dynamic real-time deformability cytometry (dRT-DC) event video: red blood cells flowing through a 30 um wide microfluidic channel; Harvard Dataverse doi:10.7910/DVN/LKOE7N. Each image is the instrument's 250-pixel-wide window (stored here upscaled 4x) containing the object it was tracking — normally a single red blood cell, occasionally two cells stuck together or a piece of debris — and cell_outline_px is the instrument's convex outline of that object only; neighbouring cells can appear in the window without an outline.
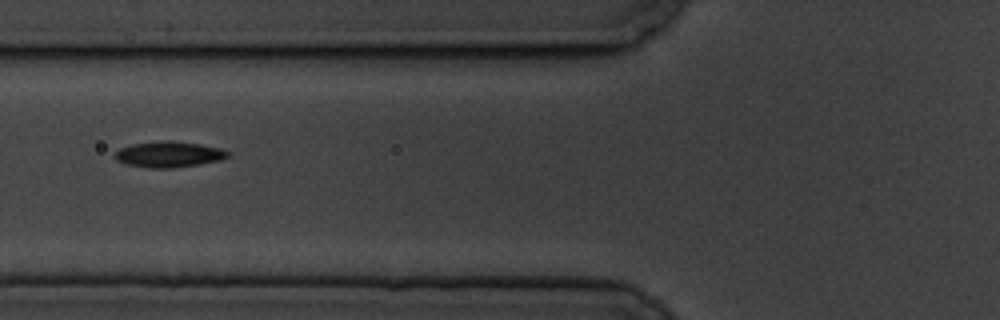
{"species": "common noctule bat (a hibernating species)", "species_latin": "Nyctalus noctula", "temperature_condition": "cold", "stored_images_in_passage": 11, "segment_of_instrument_passage": [2, 2], "camera_frame_rate_fps": 3000, "um_per_image_px": 0.085, "animal": {"sex": "male", "body_mass_g": 19.5, "forearm_length_mm": 54.6}, "frame": {"image": 1, "passage_image": 6, "time_ms": 6.667, "image_size_px": [1000, 320], "cell_outline_px": [[228, 156], [220, 160], [200, 164], [172, 168], [152, 168], [128, 164], [116, 160], [112, 156], [120, 148], [132, 144], [160, 140], [172, 140], [200, 144], [220, 148], [228, 152]], "centroid_in_image_um": [14.33, 13.11], "position_along_channel_um": 111.5, "area_um2": 16.99}}
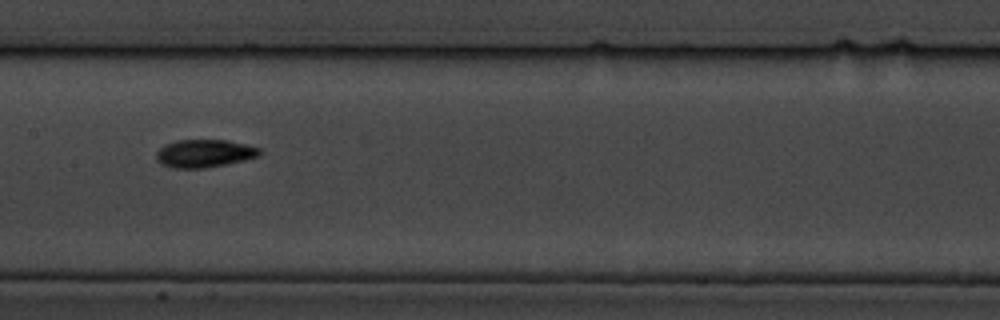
{"frame": {"image": 2, "passage_image": 8, "time_ms": 9.0, "image_size_px": [1000, 320], "cell_outline_px": [[260, 156], [228, 164], [204, 168], [172, 168], [160, 164], [156, 160], [156, 152], [164, 144], [176, 140], [228, 140], [248, 144], [260, 148]], "centroid_in_image_um": [17.36, 13.04], "position_along_channel_um": 190.0, "area_um2": 17.05}}
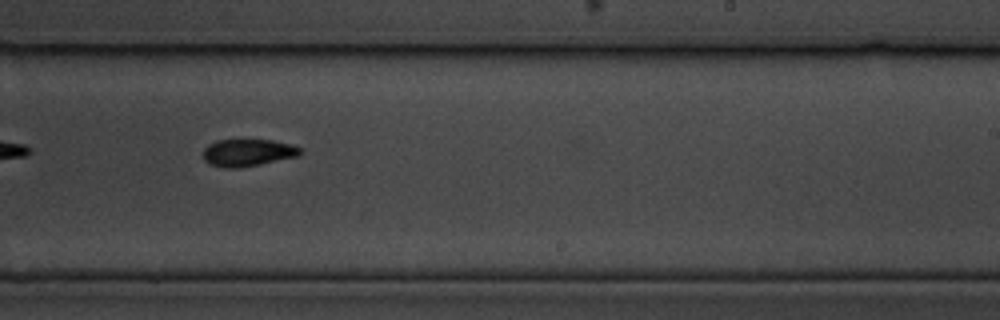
{"frame": {"image": 3, "passage_image": 10, "time_ms": 11.333, "image_size_px": [1000, 320], "cell_outline_px": [[304, 152], [300, 156], [240, 168], [224, 168], [208, 164], [204, 160], [204, 148], [208, 144], [216, 140], [272, 140], [292, 144], [300, 148]], "centroid_in_image_um": [21.08, 12.98], "position_along_channel_um": 267.9, "area_um2": 15.61}}